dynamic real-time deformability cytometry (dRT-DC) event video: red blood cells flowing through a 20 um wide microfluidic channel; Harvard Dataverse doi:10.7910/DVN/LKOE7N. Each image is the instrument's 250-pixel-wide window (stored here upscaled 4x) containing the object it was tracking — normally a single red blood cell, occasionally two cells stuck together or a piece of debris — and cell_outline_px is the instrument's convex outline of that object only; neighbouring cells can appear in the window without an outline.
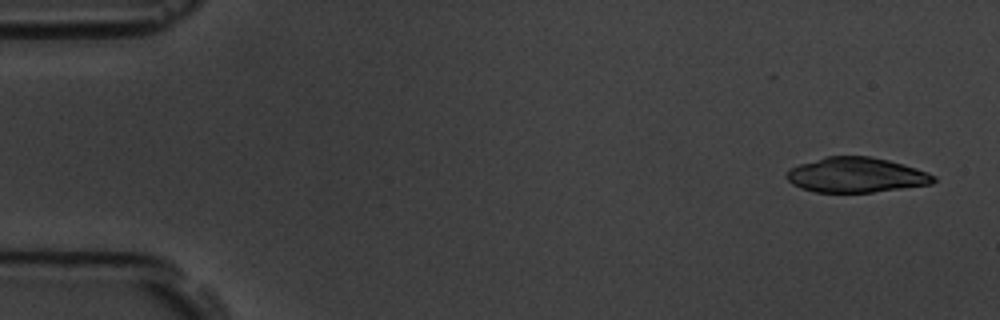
{"species": "common noctule bat (a hibernating species)", "species_latin": "Nyctalus noctula", "temperature_condition": "room temperature", "stored_images_in_passage": 5, "camera_frame_rate_fps": 3000, "um_per_image_px": 0.085, "animal": {"sex": "male", "body_mass_g": 19.5, "forearm_length_mm": 54.6}, "frame": {"image": 1, "passage_image": 1, "time_ms": 0.0, "image_size_px": [1000, 320], "cell_outline_px": [[936, 180], [932, 184], [872, 192], [816, 192], [800, 188], [792, 184], [784, 176], [784, 172], [788, 168], [824, 156], [872, 156], [904, 164], [928, 172], [936, 176]], "centroid_in_image_um": [72.74, 14.87], "position_along_channel_um": 12.3, "area_um2": 30.23}}
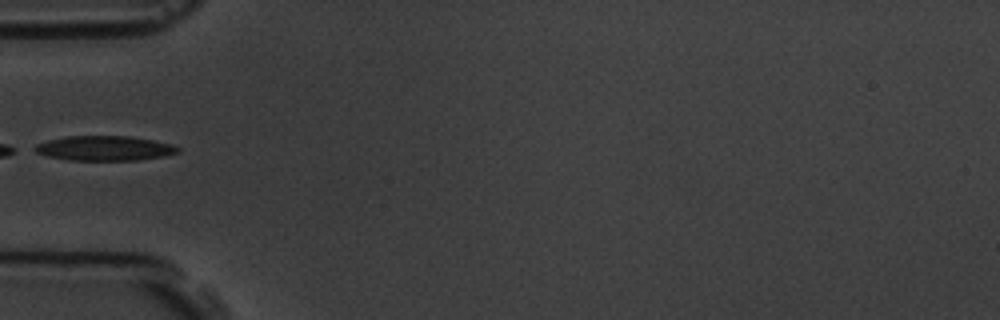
{"frame": {"image": 2, "passage_image": 5, "time_ms": 5.333, "image_size_px": [1000, 320], "cell_outline_px": [[180, 152], [164, 156], [136, 160], [68, 160], [48, 156], [36, 152], [28, 148], [36, 144], [48, 140], [68, 136], [128, 136], [152, 140], [172, 144], [180, 148]], "centroid_in_image_um": [8.85, 12.6], "position_along_channel_um": 76.2, "area_um2": 20.69}}